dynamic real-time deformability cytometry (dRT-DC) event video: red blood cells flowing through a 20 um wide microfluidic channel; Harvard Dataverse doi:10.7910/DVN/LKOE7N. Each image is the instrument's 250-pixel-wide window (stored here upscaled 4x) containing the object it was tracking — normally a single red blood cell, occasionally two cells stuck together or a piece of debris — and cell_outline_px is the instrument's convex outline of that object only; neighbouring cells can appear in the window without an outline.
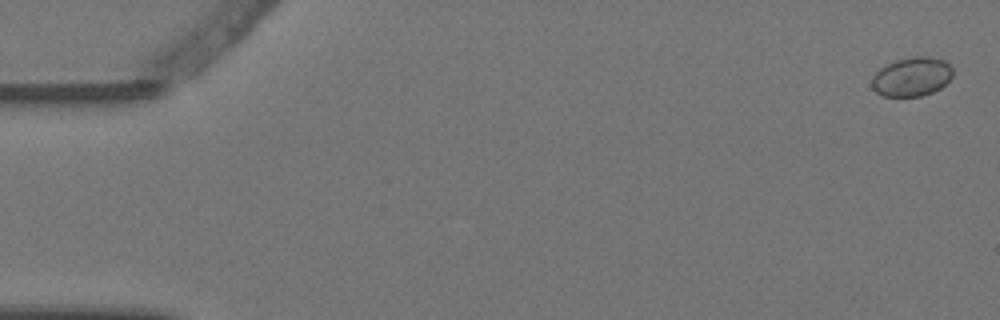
{"species": "Egyptian fruit bat (a non-hibernating species)", "species_latin": "Rousettus aegyptiacus", "temperature_condition": "warm", "stored_images_in_passage": 3, "camera_frame_rate_fps": 3000, "um_per_image_px": 0.085, "animal": {"sex": "female"}, "frame": {"image": 1, "passage_image": 1, "time_ms": 0.0, "image_size_px": [1000, 320], "cell_outline_px": [[952, 76], [940, 88], [932, 92], [920, 96], [880, 96], [872, 88], [872, 76], [880, 68], [896, 60], [912, 56], [928, 56], [944, 60], [952, 68]], "centroid_in_image_um": [77.48, 6.52], "position_along_channel_um": 7.5, "area_um2": 18.38}}